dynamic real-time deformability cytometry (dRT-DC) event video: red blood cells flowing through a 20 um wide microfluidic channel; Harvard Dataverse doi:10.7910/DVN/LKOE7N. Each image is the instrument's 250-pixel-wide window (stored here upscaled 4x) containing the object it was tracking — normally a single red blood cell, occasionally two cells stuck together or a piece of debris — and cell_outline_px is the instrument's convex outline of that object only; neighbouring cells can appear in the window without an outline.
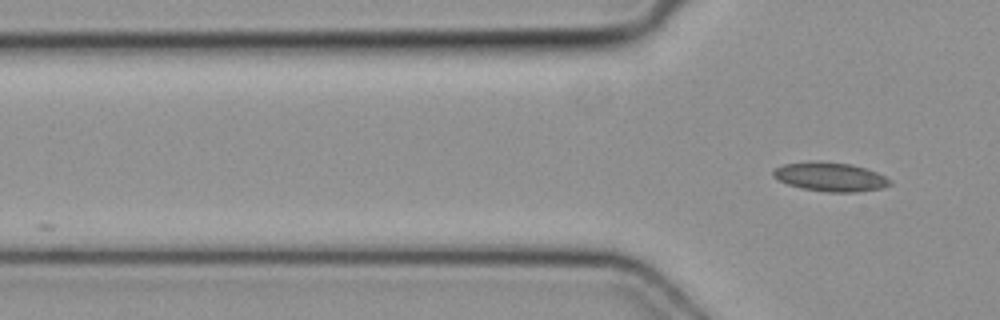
{"species": "common noctule bat (a hibernating species)", "species_latin": "Nyctalus noctula", "temperature_condition": "cold", "stored_images_in_passage": 4, "camera_frame_rate_fps": 3000, "um_per_image_px": 0.085, "animal": {"sex": "female", "body_mass_g": 19.3, "forearm_length_mm": 54.1}, "frame": {"image": 1, "passage_image": 4, "time_ms": 1.0, "image_size_px": [1000, 320], "cell_outline_px": [[892, 184], [884, 188], [856, 192], [828, 192], [800, 188], [788, 184], [772, 176], [772, 172], [776, 168], [784, 164], [816, 160], [820, 160], [852, 164], [876, 172], [892, 180]], "centroid_in_image_um": [70.59, 15.03], "position_along_channel_um": 55.2, "area_um2": 19.88}}